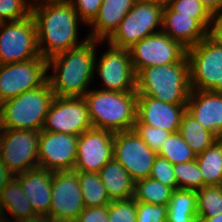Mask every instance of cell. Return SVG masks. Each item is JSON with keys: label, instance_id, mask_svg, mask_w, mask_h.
<instances>
[{"label": "cell", "instance_id": "1", "mask_svg": "<svg viewBox=\"0 0 222 222\" xmlns=\"http://www.w3.org/2000/svg\"><path fill=\"white\" fill-rule=\"evenodd\" d=\"M31 14L37 27L38 49L44 59L78 47L88 39L77 41L79 17L70 1L34 4Z\"/></svg>", "mask_w": 222, "mask_h": 222}, {"label": "cell", "instance_id": "2", "mask_svg": "<svg viewBox=\"0 0 222 222\" xmlns=\"http://www.w3.org/2000/svg\"><path fill=\"white\" fill-rule=\"evenodd\" d=\"M98 40L87 39L78 47L59 53L47 60L48 70L52 66L53 75L47 80L57 97H83L92 82L96 63Z\"/></svg>", "mask_w": 222, "mask_h": 222}, {"label": "cell", "instance_id": "3", "mask_svg": "<svg viewBox=\"0 0 222 222\" xmlns=\"http://www.w3.org/2000/svg\"><path fill=\"white\" fill-rule=\"evenodd\" d=\"M191 90L187 55L177 63L150 66L136 74L138 96H151L170 104H187Z\"/></svg>", "mask_w": 222, "mask_h": 222}, {"label": "cell", "instance_id": "4", "mask_svg": "<svg viewBox=\"0 0 222 222\" xmlns=\"http://www.w3.org/2000/svg\"><path fill=\"white\" fill-rule=\"evenodd\" d=\"M83 98L93 128L113 133L133 129L137 121L136 91L89 90Z\"/></svg>", "mask_w": 222, "mask_h": 222}, {"label": "cell", "instance_id": "5", "mask_svg": "<svg viewBox=\"0 0 222 222\" xmlns=\"http://www.w3.org/2000/svg\"><path fill=\"white\" fill-rule=\"evenodd\" d=\"M55 95L47 80L0 104V129L41 131Z\"/></svg>", "mask_w": 222, "mask_h": 222}, {"label": "cell", "instance_id": "6", "mask_svg": "<svg viewBox=\"0 0 222 222\" xmlns=\"http://www.w3.org/2000/svg\"><path fill=\"white\" fill-rule=\"evenodd\" d=\"M192 90L222 93V44L205 37L186 49Z\"/></svg>", "mask_w": 222, "mask_h": 222}, {"label": "cell", "instance_id": "7", "mask_svg": "<svg viewBox=\"0 0 222 222\" xmlns=\"http://www.w3.org/2000/svg\"><path fill=\"white\" fill-rule=\"evenodd\" d=\"M42 57L38 49L37 27L29 16L15 21L0 22V65Z\"/></svg>", "mask_w": 222, "mask_h": 222}, {"label": "cell", "instance_id": "8", "mask_svg": "<svg viewBox=\"0 0 222 222\" xmlns=\"http://www.w3.org/2000/svg\"><path fill=\"white\" fill-rule=\"evenodd\" d=\"M163 9L158 5L137 0L118 28L107 39L108 45L129 49L143 38L161 32L162 29L154 30L158 26L162 28Z\"/></svg>", "mask_w": 222, "mask_h": 222}, {"label": "cell", "instance_id": "9", "mask_svg": "<svg viewBox=\"0 0 222 222\" xmlns=\"http://www.w3.org/2000/svg\"><path fill=\"white\" fill-rule=\"evenodd\" d=\"M40 133L34 130L0 129V157L14 176L39 167Z\"/></svg>", "mask_w": 222, "mask_h": 222}, {"label": "cell", "instance_id": "10", "mask_svg": "<svg viewBox=\"0 0 222 222\" xmlns=\"http://www.w3.org/2000/svg\"><path fill=\"white\" fill-rule=\"evenodd\" d=\"M47 59L33 58L0 65V104L47 81Z\"/></svg>", "mask_w": 222, "mask_h": 222}, {"label": "cell", "instance_id": "11", "mask_svg": "<svg viewBox=\"0 0 222 222\" xmlns=\"http://www.w3.org/2000/svg\"><path fill=\"white\" fill-rule=\"evenodd\" d=\"M156 155L134 129L115 133L113 158L135 182L150 177Z\"/></svg>", "mask_w": 222, "mask_h": 222}, {"label": "cell", "instance_id": "12", "mask_svg": "<svg viewBox=\"0 0 222 222\" xmlns=\"http://www.w3.org/2000/svg\"><path fill=\"white\" fill-rule=\"evenodd\" d=\"M91 128L93 126L83 97L55 96L46 115L42 131L79 136Z\"/></svg>", "mask_w": 222, "mask_h": 222}, {"label": "cell", "instance_id": "13", "mask_svg": "<svg viewBox=\"0 0 222 222\" xmlns=\"http://www.w3.org/2000/svg\"><path fill=\"white\" fill-rule=\"evenodd\" d=\"M49 218L53 222H76L85 209L77 173L53 172Z\"/></svg>", "mask_w": 222, "mask_h": 222}, {"label": "cell", "instance_id": "14", "mask_svg": "<svg viewBox=\"0 0 222 222\" xmlns=\"http://www.w3.org/2000/svg\"><path fill=\"white\" fill-rule=\"evenodd\" d=\"M129 52L133 69L137 74L141 69L150 66L179 62L186 55V48L161 31L135 43L129 48Z\"/></svg>", "mask_w": 222, "mask_h": 222}, {"label": "cell", "instance_id": "15", "mask_svg": "<svg viewBox=\"0 0 222 222\" xmlns=\"http://www.w3.org/2000/svg\"><path fill=\"white\" fill-rule=\"evenodd\" d=\"M78 136L42 131L38 145V164L48 171H73Z\"/></svg>", "mask_w": 222, "mask_h": 222}, {"label": "cell", "instance_id": "16", "mask_svg": "<svg viewBox=\"0 0 222 222\" xmlns=\"http://www.w3.org/2000/svg\"><path fill=\"white\" fill-rule=\"evenodd\" d=\"M115 133L91 128L78 136L74 171L99 172L113 158Z\"/></svg>", "mask_w": 222, "mask_h": 222}, {"label": "cell", "instance_id": "17", "mask_svg": "<svg viewBox=\"0 0 222 222\" xmlns=\"http://www.w3.org/2000/svg\"><path fill=\"white\" fill-rule=\"evenodd\" d=\"M95 64L105 85L103 90L113 92L136 91V74L132 66L129 49L111 45Z\"/></svg>", "mask_w": 222, "mask_h": 222}, {"label": "cell", "instance_id": "18", "mask_svg": "<svg viewBox=\"0 0 222 222\" xmlns=\"http://www.w3.org/2000/svg\"><path fill=\"white\" fill-rule=\"evenodd\" d=\"M186 104H170L151 96H138L135 124L162 128L170 133L178 132Z\"/></svg>", "mask_w": 222, "mask_h": 222}, {"label": "cell", "instance_id": "19", "mask_svg": "<svg viewBox=\"0 0 222 222\" xmlns=\"http://www.w3.org/2000/svg\"><path fill=\"white\" fill-rule=\"evenodd\" d=\"M186 110L204 128L222 138V93L191 90Z\"/></svg>", "mask_w": 222, "mask_h": 222}, {"label": "cell", "instance_id": "20", "mask_svg": "<svg viewBox=\"0 0 222 222\" xmlns=\"http://www.w3.org/2000/svg\"><path fill=\"white\" fill-rule=\"evenodd\" d=\"M37 216L49 217L53 171L34 168L15 176Z\"/></svg>", "mask_w": 222, "mask_h": 222}, {"label": "cell", "instance_id": "21", "mask_svg": "<svg viewBox=\"0 0 222 222\" xmlns=\"http://www.w3.org/2000/svg\"><path fill=\"white\" fill-rule=\"evenodd\" d=\"M162 32L188 49L208 36V30L192 16L179 15L169 6L163 9Z\"/></svg>", "mask_w": 222, "mask_h": 222}, {"label": "cell", "instance_id": "22", "mask_svg": "<svg viewBox=\"0 0 222 222\" xmlns=\"http://www.w3.org/2000/svg\"><path fill=\"white\" fill-rule=\"evenodd\" d=\"M137 0H103L99 12L90 23L94 29L88 39L107 40L118 28ZM105 39V40H104Z\"/></svg>", "mask_w": 222, "mask_h": 222}, {"label": "cell", "instance_id": "23", "mask_svg": "<svg viewBox=\"0 0 222 222\" xmlns=\"http://www.w3.org/2000/svg\"><path fill=\"white\" fill-rule=\"evenodd\" d=\"M98 174L111 201L134 198L135 181L114 158Z\"/></svg>", "mask_w": 222, "mask_h": 222}, {"label": "cell", "instance_id": "24", "mask_svg": "<svg viewBox=\"0 0 222 222\" xmlns=\"http://www.w3.org/2000/svg\"><path fill=\"white\" fill-rule=\"evenodd\" d=\"M166 222H198L196 190H173Z\"/></svg>", "mask_w": 222, "mask_h": 222}, {"label": "cell", "instance_id": "25", "mask_svg": "<svg viewBox=\"0 0 222 222\" xmlns=\"http://www.w3.org/2000/svg\"><path fill=\"white\" fill-rule=\"evenodd\" d=\"M178 132L196 155L219 139L214 133L204 128L187 110L182 116Z\"/></svg>", "mask_w": 222, "mask_h": 222}, {"label": "cell", "instance_id": "26", "mask_svg": "<svg viewBox=\"0 0 222 222\" xmlns=\"http://www.w3.org/2000/svg\"><path fill=\"white\" fill-rule=\"evenodd\" d=\"M1 203L4 214L6 209L15 216V221L30 219L37 216L27 199L23 194L20 181L13 176L1 193Z\"/></svg>", "mask_w": 222, "mask_h": 222}, {"label": "cell", "instance_id": "27", "mask_svg": "<svg viewBox=\"0 0 222 222\" xmlns=\"http://www.w3.org/2000/svg\"><path fill=\"white\" fill-rule=\"evenodd\" d=\"M204 186L222 185V138L196 155Z\"/></svg>", "mask_w": 222, "mask_h": 222}, {"label": "cell", "instance_id": "28", "mask_svg": "<svg viewBox=\"0 0 222 222\" xmlns=\"http://www.w3.org/2000/svg\"><path fill=\"white\" fill-rule=\"evenodd\" d=\"M75 172L78 175L82 200L85 207H100L108 205L111 202L97 172Z\"/></svg>", "mask_w": 222, "mask_h": 222}, {"label": "cell", "instance_id": "29", "mask_svg": "<svg viewBox=\"0 0 222 222\" xmlns=\"http://www.w3.org/2000/svg\"><path fill=\"white\" fill-rule=\"evenodd\" d=\"M173 189L150 177L135 182L134 199L147 204H168Z\"/></svg>", "mask_w": 222, "mask_h": 222}, {"label": "cell", "instance_id": "30", "mask_svg": "<svg viewBox=\"0 0 222 222\" xmlns=\"http://www.w3.org/2000/svg\"><path fill=\"white\" fill-rule=\"evenodd\" d=\"M157 154L169 160L173 165L196 159V154L183 140L179 132L169 134Z\"/></svg>", "mask_w": 222, "mask_h": 222}, {"label": "cell", "instance_id": "31", "mask_svg": "<svg viewBox=\"0 0 222 222\" xmlns=\"http://www.w3.org/2000/svg\"><path fill=\"white\" fill-rule=\"evenodd\" d=\"M196 193L198 218L215 217L222 213V185L204 186Z\"/></svg>", "mask_w": 222, "mask_h": 222}, {"label": "cell", "instance_id": "32", "mask_svg": "<svg viewBox=\"0 0 222 222\" xmlns=\"http://www.w3.org/2000/svg\"><path fill=\"white\" fill-rule=\"evenodd\" d=\"M177 189L198 190L204 187L200 167L195 160L176 164L173 167Z\"/></svg>", "mask_w": 222, "mask_h": 222}, {"label": "cell", "instance_id": "33", "mask_svg": "<svg viewBox=\"0 0 222 222\" xmlns=\"http://www.w3.org/2000/svg\"><path fill=\"white\" fill-rule=\"evenodd\" d=\"M168 6L179 15L192 16L209 30L212 14L200 0H170Z\"/></svg>", "mask_w": 222, "mask_h": 222}, {"label": "cell", "instance_id": "34", "mask_svg": "<svg viewBox=\"0 0 222 222\" xmlns=\"http://www.w3.org/2000/svg\"><path fill=\"white\" fill-rule=\"evenodd\" d=\"M137 201L113 200L108 204V222H136Z\"/></svg>", "mask_w": 222, "mask_h": 222}, {"label": "cell", "instance_id": "35", "mask_svg": "<svg viewBox=\"0 0 222 222\" xmlns=\"http://www.w3.org/2000/svg\"><path fill=\"white\" fill-rule=\"evenodd\" d=\"M28 2L29 0H0V22L20 20L29 16L34 3Z\"/></svg>", "mask_w": 222, "mask_h": 222}, {"label": "cell", "instance_id": "36", "mask_svg": "<svg viewBox=\"0 0 222 222\" xmlns=\"http://www.w3.org/2000/svg\"><path fill=\"white\" fill-rule=\"evenodd\" d=\"M173 167L174 165L169 160L157 154L153 162L150 178L176 190L177 180Z\"/></svg>", "mask_w": 222, "mask_h": 222}, {"label": "cell", "instance_id": "37", "mask_svg": "<svg viewBox=\"0 0 222 222\" xmlns=\"http://www.w3.org/2000/svg\"><path fill=\"white\" fill-rule=\"evenodd\" d=\"M133 129L150 149L156 153L160 150L169 134H171L162 128H155L144 124H134Z\"/></svg>", "mask_w": 222, "mask_h": 222}, {"label": "cell", "instance_id": "38", "mask_svg": "<svg viewBox=\"0 0 222 222\" xmlns=\"http://www.w3.org/2000/svg\"><path fill=\"white\" fill-rule=\"evenodd\" d=\"M168 204H147L137 202L136 222H166Z\"/></svg>", "mask_w": 222, "mask_h": 222}, {"label": "cell", "instance_id": "39", "mask_svg": "<svg viewBox=\"0 0 222 222\" xmlns=\"http://www.w3.org/2000/svg\"><path fill=\"white\" fill-rule=\"evenodd\" d=\"M78 17L85 22V24H90L96 17L103 0H69Z\"/></svg>", "mask_w": 222, "mask_h": 222}, {"label": "cell", "instance_id": "40", "mask_svg": "<svg viewBox=\"0 0 222 222\" xmlns=\"http://www.w3.org/2000/svg\"><path fill=\"white\" fill-rule=\"evenodd\" d=\"M76 222H108V205L85 207Z\"/></svg>", "mask_w": 222, "mask_h": 222}, {"label": "cell", "instance_id": "41", "mask_svg": "<svg viewBox=\"0 0 222 222\" xmlns=\"http://www.w3.org/2000/svg\"><path fill=\"white\" fill-rule=\"evenodd\" d=\"M209 28L208 37H210L213 41L222 44V11L212 13Z\"/></svg>", "mask_w": 222, "mask_h": 222}, {"label": "cell", "instance_id": "42", "mask_svg": "<svg viewBox=\"0 0 222 222\" xmlns=\"http://www.w3.org/2000/svg\"><path fill=\"white\" fill-rule=\"evenodd\" d=\"M13 176L0 157V194Z\"/></svg>", "mask_w": 222, "mask_h": 222}, {"label": "cell", "instance_id": "43", "mask_svg": "<svg viewBox=\"0 0 222 222\" xmlns=\"http://www.w3.org/2000/svg\"><path fill=\"white\" fill-rule=\"evenodd\" d=\"M203 5L212 14L222 11V0H200Z\"/></svg>", "mask_w": 222, "mask_h": 222}, {"label": "cell", "instance_id": "44", "mask_svg": "<svg viewBox=\"0 0 222 222\" xmlns=\"http://www.w3.org/2000/svg\"><path fill=\"white\" fill-rule=\"evenodd\" d=\"M14 222H53V221L47 216H35L30 219L14 221Z\"/></svg>", "mask_w": 222, "mask_h": 222}, {"label": "cell", "instance_id": "45", "mask_svg": "<svg viewBox=\"0 0 222 222\" xmlns=\"http://www.w3.org/2000/svg\"><path fill=\"white\" fill-rule=\"evenodd\" d=\"M139 1L149 3V4L158 5L162 8L167 7L170 2V0H139Z\"/></svg>", "mask_w": 222, "mask_h": 222}, {"label": "cell", "instance_id": "46", "mask_svg": "<svg viewBox=\"0 0 222 222\" xmlns=\"http://www.w3.org/2000/svg\"><path fill=\"white\" fill-rule=\"evenodd\" d=\"M199 222H222V213L217 214L215 217L198 218Z\"/></svg>", "mask_w": 222, "mask_h": 222}, {"label": "cell", "instance_id": "47", "mask_svg": "<svg viewBox=\"0 0 222 222\" xmlns=\"http://www.w3.org/2000/svg\"><path fill=\"white\" fill-rule=\"evenodd\" d=\"M7 220H8V221H6L5 214L0 215V222H11V221L8 219V217H7ZM12 222H14V221H12Z\"/></svg>", "mask_w": 222, "mask_h": 222}, {"label": "cell", "instance_id": "48", "mask_svg": "<svg viewBox=\"0 0 222 222\" xmlns=\"http://www.w3.org/2000/svg\"><path fill=\"white\" fill-rule=\"evenodd\" d=\"M56 1H69V0H40L38 4L45 3V2H56Z\"/></svg>", "mask_w": 222, "mask_h": 222}, {"label": "cell", "instance_id": "49", "mask_svg": "<svg viewBox=\"0 0 222 222\" xmlns=\"http://www.w3.org/2000/svg\"><path fill=\"white\" fill-rule=\"evenodd\" d=\"M4 214L3 208H2V203H1V194H0V215Z\"/></svg>", "mask_w": 222, "mask_h": 222}]
</instances>
